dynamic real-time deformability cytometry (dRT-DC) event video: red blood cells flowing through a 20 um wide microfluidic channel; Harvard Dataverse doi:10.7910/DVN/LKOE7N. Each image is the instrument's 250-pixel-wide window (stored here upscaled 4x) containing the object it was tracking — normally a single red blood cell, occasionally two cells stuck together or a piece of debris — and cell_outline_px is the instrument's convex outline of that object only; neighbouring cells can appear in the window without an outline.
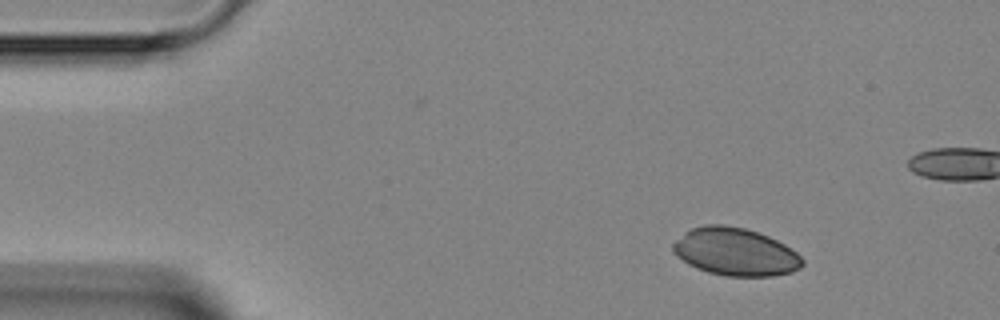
{"species": "Egyptian fruit bat (a non-hibernating species)", "species_latin": "Rousettus aegyptiacus", "temperature_condition": "room temperature", "stored_images_in_passage": 6, "segment_of_instrument_passage": [1, 2], "camera_frame_rate_fps": 3000, "um_per_image_px": 0.085, "animal": {"sex": "female"}, "frame": {"image": 1, "passage_image": 1, "time_ms": 0.0, "image_size_px": [1000, 320], "cell_outline_px": [[804, 264], [800, 268], [792, 272], [772, 276], [724, 276], [708, 272], [696, 268], [688, 264], [676, 256], [672, 252], [672, 244], [684, 232], [692, 228], [704, 224], [724, 224], [744, 228], [768, 236], [784, 244], [796, 252], [804, 260]], "centroid_in_image_um": [62.48, 21.41], "position_along_channel_um": 22.5, "area_um2": 36.13}}
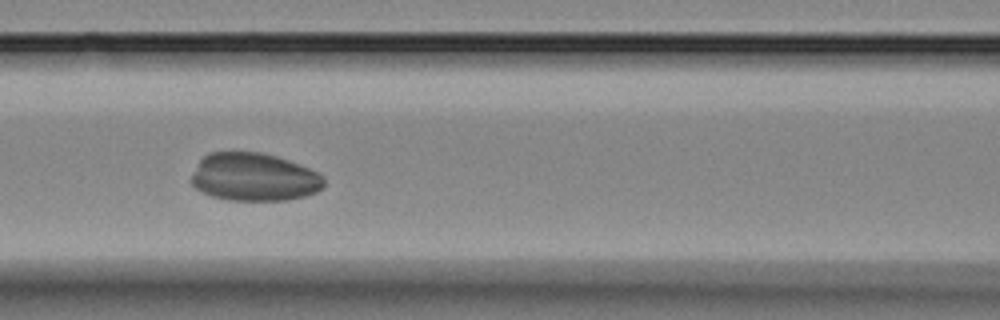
{"frame": {"image": 2, "passage_image": 5, "time_ms": 4.667, "image_size_px": [1000, 320], "cell_outline_px": [[324, 188], [316, 192], [304, 196], [288, 200], [228, 200], [212, 196], [196, 188], [192, 184], [192, 176], [200, 160], [204, 156], [212, 152], [260, 152], [276, 156], [288, 160], [320, 172], [324, 176]], "centroid_in_image_um": [21.64, 15.05], "position_along_channel_um": 145.0, "area_um2": 37.05}}